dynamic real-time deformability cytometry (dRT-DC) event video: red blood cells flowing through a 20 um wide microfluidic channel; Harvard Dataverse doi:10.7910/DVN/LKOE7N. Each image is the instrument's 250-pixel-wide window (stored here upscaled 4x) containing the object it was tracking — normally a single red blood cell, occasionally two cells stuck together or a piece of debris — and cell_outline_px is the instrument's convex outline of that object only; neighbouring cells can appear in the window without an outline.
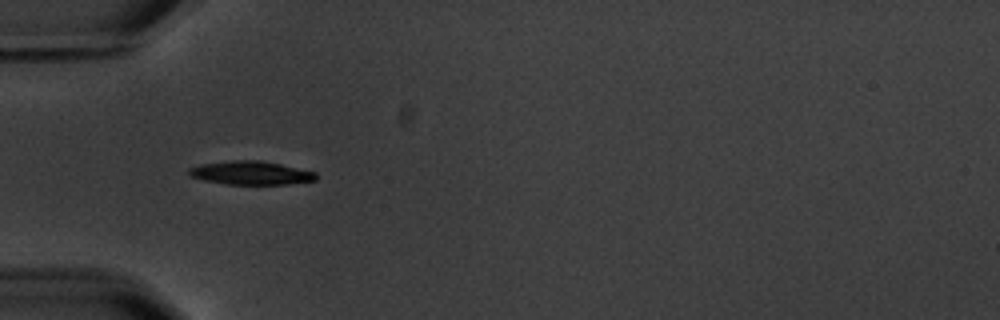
{"species": "common noctule bat (a hibernating species)", "species_latin": "Nyctalus noctula", "temperature_condition": "warm", "stored_images_in_passage": 10, "camera_frame_rate_fps": 3000, "um_per_image_px": 0.085, "animal": {"sex": "male", "body_mass_g": 20.1, "forearm_length_mm": 53.5}, "frame": {"image": 1, "passage_image": 6, "time_ms": 5.667, "image_size_px": [1000, 320], "cell_outline_px": [[316, 180], [288, 184], [228, 184], [204, 180], [192, 176], [188, 172], [188, 168], [200, 164], [236, 160], [260, 160], [280, 164], [316, 172]], "centroid_in_image_um": [21.33, 14.69], "position_along_channel_um": 63.7, "area_um2": 17.22}}
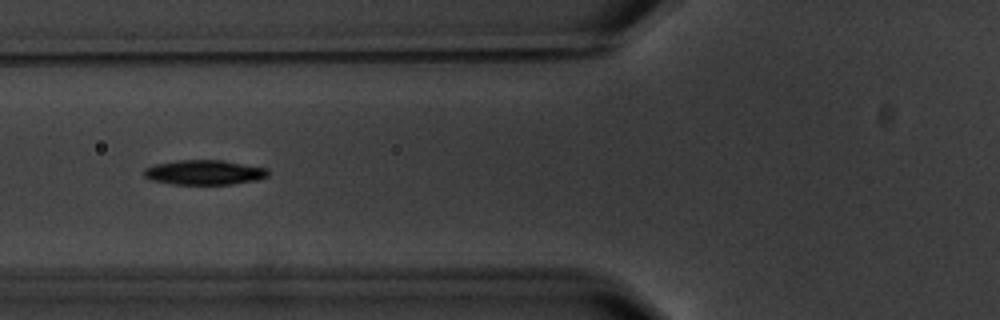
{"frame": {"image": 2, "passage_image": 7, "time_ms": 7.0, "image_size_px": [1000, 320], "cell_outline_px": [[268, 176], [256, 180], [232, 184], [172, 184], [152, 180], [144, 176], [144, 168], [156, 164], [176, 160], [224, 160], [268, 168]], "centroid_in_image_um": [17.38, 14.64], "position_along_channel_um": 108.4, "area_um2": 17.92}}
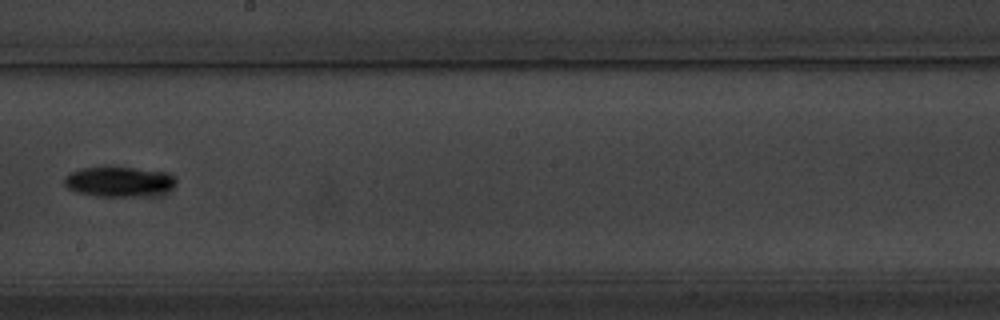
{"frame": {"image": 3, "passage_image": 10, "time_ms": 10.667, "image_size_px": [1000, 320], "cell_outline_px": [[176, 184], [168, 192], [136, 196], [96, 196], [76, 192], [68, 188], [64, 184], [64, 176], [80, 168], [104, 164], [108, 164], [164, 172], [176, 176]], "centroid_in_image_um": [10.09, 15.4], "position_along_channel_um": 238.1, "area_um2": 20.29}}